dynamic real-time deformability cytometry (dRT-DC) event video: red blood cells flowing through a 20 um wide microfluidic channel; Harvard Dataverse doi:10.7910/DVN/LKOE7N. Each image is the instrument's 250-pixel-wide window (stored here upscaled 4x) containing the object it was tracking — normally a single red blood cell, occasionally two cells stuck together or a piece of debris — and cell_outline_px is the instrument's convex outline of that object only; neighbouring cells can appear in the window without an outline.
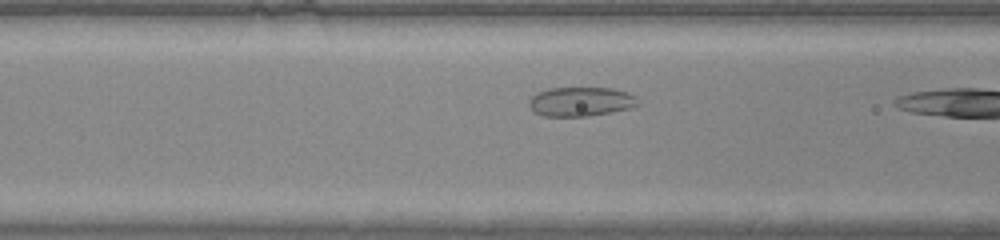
{"species": "common noctule bat (a hibernating species)", "species_latin": "Nyctalus noctula", "temperature_condition": "warm", "stored_images_in_passage": 9, "camera_frame_rate_fps": 3000, "um_per_image_px": 0.085, "animal": {"sex": "male", "body_mass_g": 20.0, "forearm_length_mm": 53.3}, "frame": {"image": 1, "passage_image": 8, "time_ms": 2.333, "image_size_px": [1000, 240], "cell_outline_px": [[640, 104], [632, 108], [588, 116], [544, 116], [536, 112], [528, 104], [528, 100], [536, 92], [548, 88], [612, 88], [628, 92], [636, 96]], "centroid_in_image_um": [49.39, 8.63], "position_along_channel_um": 117.2, "area_um2": 18.67}}